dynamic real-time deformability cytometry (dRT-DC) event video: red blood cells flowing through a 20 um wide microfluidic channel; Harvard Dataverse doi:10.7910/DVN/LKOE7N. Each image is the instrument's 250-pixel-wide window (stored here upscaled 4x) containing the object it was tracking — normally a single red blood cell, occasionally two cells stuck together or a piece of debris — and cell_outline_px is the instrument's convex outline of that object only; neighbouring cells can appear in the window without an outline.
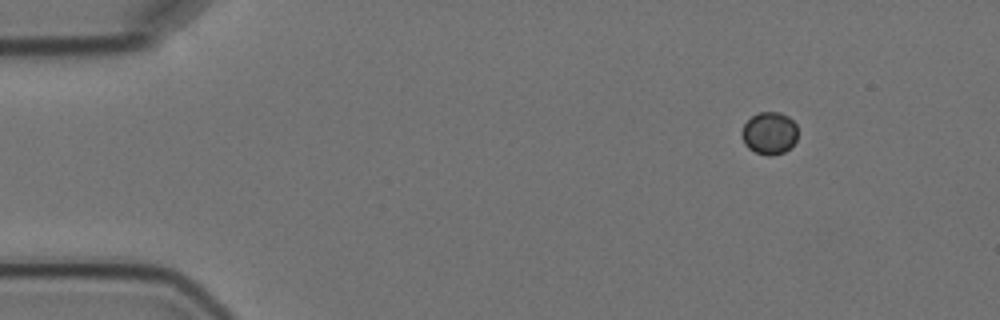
{"species": "Egyptian fruit bat (a non-hibernating species)", "species_latin": "Rousettus aegyptiacus", "temperature_condition": "cold", "stored_images_in_passage": 5, "camera_frame_rate_fps": 3000, "um_per_image_px": 0.085, "animal": {"sex": "female"}, "frame": {"image": 1, "passage_image": 1, "time_ms": 0.0, "image_size_px": [1000, 320], "cell_outline_px": [[796, 140], [784, 152], [772, 156], [768, 156], [756, 152], [748, 148], [744, 144], [740, 132], [744, 124], [752, 116], [760, 112], [780, 112], [788, 116], [796, 124]], "centroid_in_image_um": [65.37, 11.32], "position_along_channel_um": 19.6, "area_um2": 13.81}}
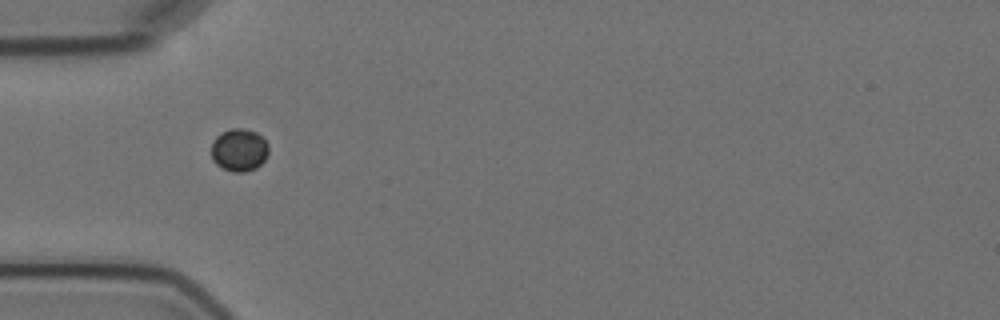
{"frame": {"image": 2, "passage_image": 4, "time_ms": 3.667, "image_size_px": [1000, 320], "cell_outline_px": [[268, 156], [256, 168], [244, 172], [232, 172], [220, 168], [212, 160], [212, 144], [216, 136], [232, 128], [240, 128], [256, 132], [268, 144]], "centroid_in_image_um": [20.32, 12.77], "position_along_channel_um": 64.7, "area_um2": 14.22}}
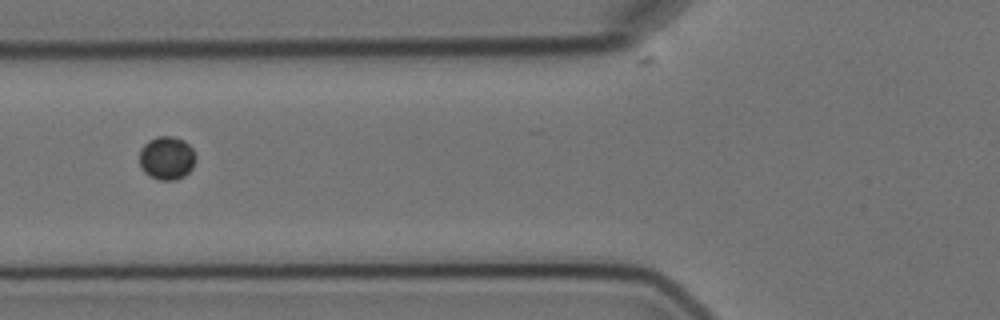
{"frame": {"image": 3, "passage_image": 5, "time_ms": 5.0, "image_size_px": [1000, 320], "cell_outline_px": [[196, 156], [192, 168], [184, 176], [176, 180], [160, 180], [148, 176], [140, 168], [140, 148], [148, 140], [156, 136], [172, 136], [184, 140], [192, 148]], "centroid_in_image_um": [14.16, 13.43], "position_along_channel_um": 111.6, "area_um2": 14.39}}